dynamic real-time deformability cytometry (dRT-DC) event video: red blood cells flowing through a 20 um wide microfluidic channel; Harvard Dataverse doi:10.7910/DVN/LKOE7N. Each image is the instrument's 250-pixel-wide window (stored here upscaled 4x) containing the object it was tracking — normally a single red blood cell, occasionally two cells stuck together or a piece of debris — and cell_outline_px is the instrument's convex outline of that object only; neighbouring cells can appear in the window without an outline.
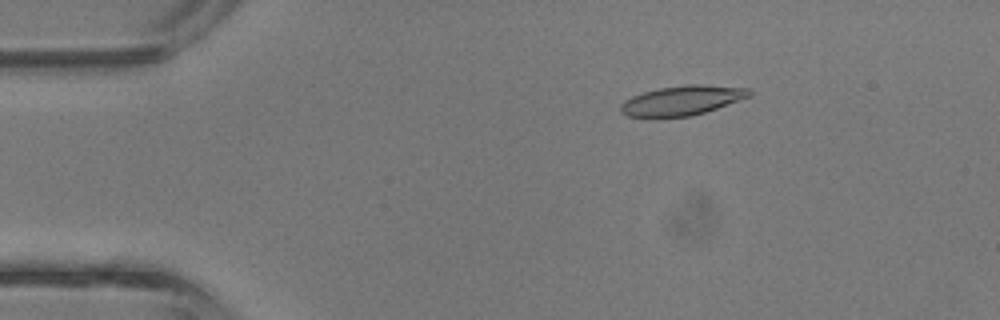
{"species": "common noctule bat (a hibernating species)", "species_latin": "Nyctalus noctula", "temperature_condition": "room temperature", "stored_images_in_passage": 38, "camera_frame_rate_fps": 3000, "um_per_image_px": 0.085, "animal": {"sex": "male", "body_mass_g": 13.3}, "frame": {"image": 1, "passage_image": 3, "time_ms": 0.667, "image_size_px": [1000, 320], "cell_outline_px": [[752, 96], [704, 112], [688, 116], [628, 116], [620, 112], [620, 104], [624, 100], [632, 96], [644, 92], [660, 88], [684, 84], [700, 84], [752, 88]], "centroid_in_image_um": [58.02, 8.51], "position_along_channel_um": 27.0, "area_um2": 22.02}}
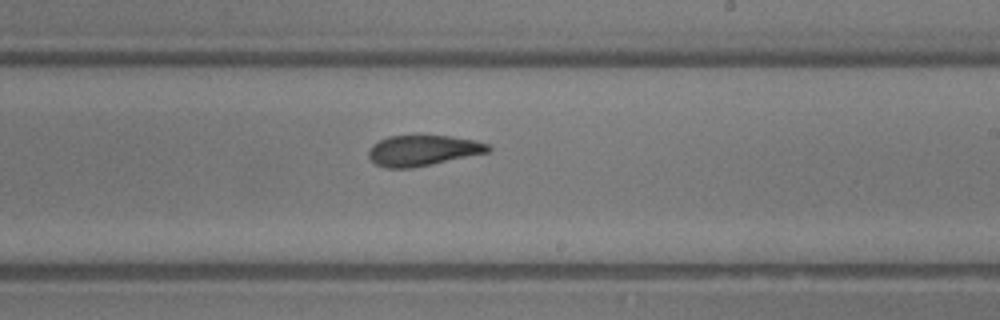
{"frame": {"image": 2, "passage_image": 21, "time_ms": 6.667, "image_size_px": [1000, 320], "cell_outline_px": [[492, 148], [488, 152], [432, 164], [412, 168], [384, 168], [376, 164], [368, 156], [368, 148], [372, 144], [388, 136], [448, 136], [476, 140], [488, 144]], "centroid_in_image_um": [35.92, 12.79], "position_along_channel_um": 253.1, "area_um2": 21.27}}
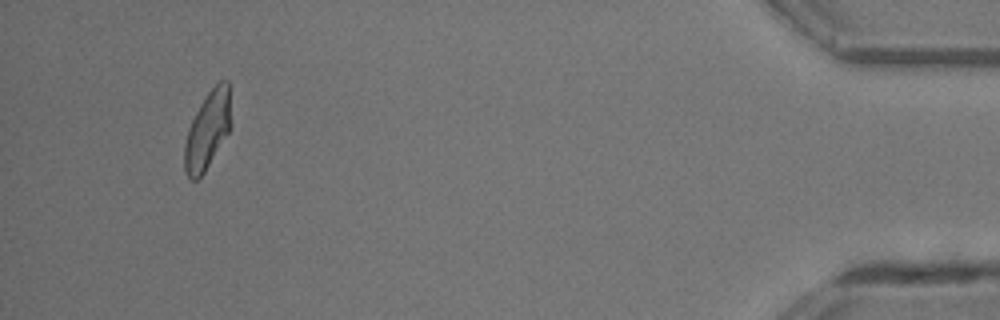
{"frame": {"image": 3, "passage_image": 36, "time_ms": 11.667, "image_size_px": [1000, 320], "cell_outline_px": [[228, 132], [204, 172], [196, 180], [192, 180], [184, 172], [184, 144], [188, 128], [200, 104], [208, 92], [220, 80], [228, 80]], "centroid_in_image_um": [17.57, 11.11], "position_along_channel_um": 417.6, "area_um2": 20.17}, "authors_computed_cell_mechanics": {"area_um2": 21.8195, "velocity_mm_per_s": 4.8199, "shape_relaxation_time_tau1_ms": 2.7799, "shape_relaxation_time_tau2_ms": 1.7605, "deformation_change_tau1": 0.1628, "deformation_change_tau2": 0.1052}}